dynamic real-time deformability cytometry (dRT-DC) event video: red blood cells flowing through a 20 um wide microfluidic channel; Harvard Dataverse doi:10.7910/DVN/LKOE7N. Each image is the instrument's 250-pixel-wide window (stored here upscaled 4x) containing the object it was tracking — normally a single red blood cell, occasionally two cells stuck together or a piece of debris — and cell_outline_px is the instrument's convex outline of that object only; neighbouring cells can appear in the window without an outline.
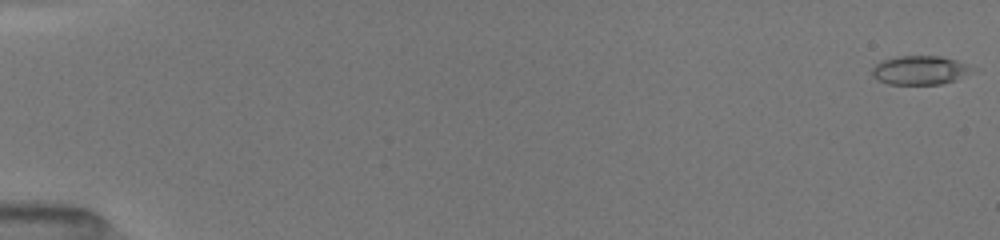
{"species": "common noctule bat (a hibernating species)", "species_latin": "Nyctalus noctula", "temperature_condition": "room temperature", "stored_images_in_passage": 28, "camera_frame_rate_fps": 3000, "um_per_image_px": 0.085, "animal": {"sex": "female", "body_mass_g": 19.5, "forearm_length_mm": 54.1}, "frame": {"image": 1, "passage_image": 1, "time_ms": 0.0, "image_size_px": [1000, 240], "cell_outline_px": [[976, 68], [956, 80], [940, 84], [888, 84], [876, 80], [872, 76], [872, 68], [880, 60], [900, 56], [940, 56], [956, 60]], "centroid_in_image_um": [78.15, 5.97], "position_along_channel_um": 6.8, "area_um2": 16.88}}
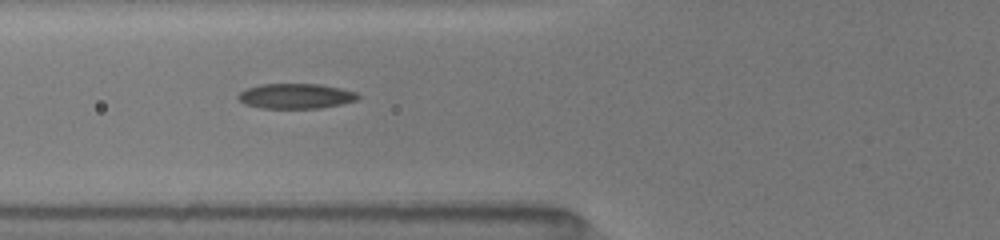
{"frame": {"image": 2, "passage_image": 21, "time_ms": 6.667, "image_size_px": [1000, 240], "cell_outline_px": [[360, 96], [356, 100], [340, 104], [320, 108], [260, 108], [244, 104], [236, 96], [240, 92], [248, 88], [260, 84], [320, 84], [340, 88], [356, 92]], "centroid_in_image_um": [25.12, 8.16], "position_along_channel_um": 100.7, "area_um2": 17.46}}
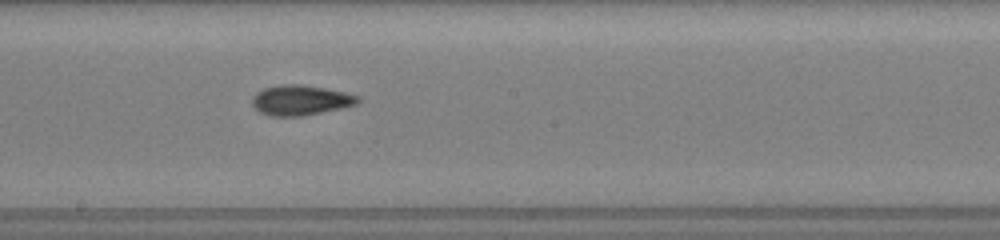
{"frame": {"image": 3, "passage_image": 28, "time_ms": 9.667, "image_size_px": [1000, 240], "cell_outline_px": [[360, 100], [356, 104], [340, 108], [304, 116], [272, 116], [260, 112], [252, 104], [252, 96], [256, 92], [264, 88], [280, 84], [300, 84], [324, 88], [344, 92], [360, 96]], "centroid_in_image_um": [25.53, 8.51], "position_along_channel_um": 222.7, "area_um2": 18.5}}